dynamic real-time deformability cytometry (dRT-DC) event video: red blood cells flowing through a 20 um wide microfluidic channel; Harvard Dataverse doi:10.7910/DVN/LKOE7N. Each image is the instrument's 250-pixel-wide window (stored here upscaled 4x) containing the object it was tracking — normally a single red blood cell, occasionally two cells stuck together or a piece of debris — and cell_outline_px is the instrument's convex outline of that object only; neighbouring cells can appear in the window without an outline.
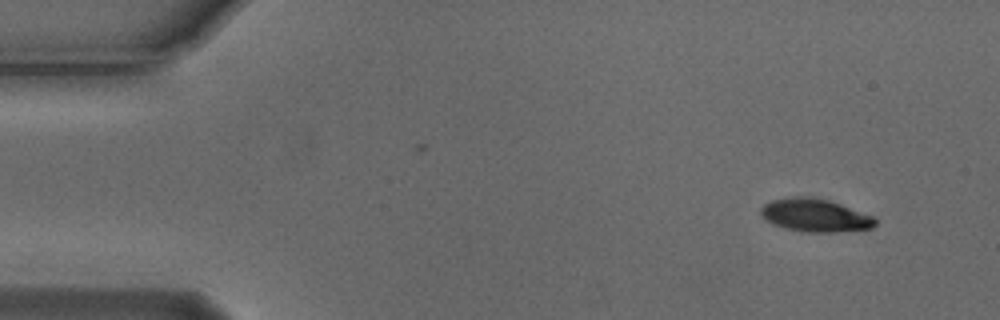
{"species": "Egyptian fruit bat (a non-hibernating species)", "species_latin": "Rousettus aegyptiacus", "temperature_condition": "cold", "stored_images_in_passage": 4, "camera_frame_rate_fps": 3000, "um_per_image_px": 0.085, "animal": {"sex": "male"}, "frame": {"image": 1, "passage_image": 1, "time_ms": 0.0, "image_size_px": [1000, 320], "cell_outline_px": [[876, 224], [872, 228], [836, 232], [808, 232], [788, 228], [772, 224], [760, 212], [760, 208], [764, 204], [772, 200], [788, 196], [812, 196], [828, 200], [840, 204], [872, 216], [876, 220]], "centroid_in_image_um": [69.27, 18.28], "position_along_channel_um": 15.7, "area_um2": 21.79}}
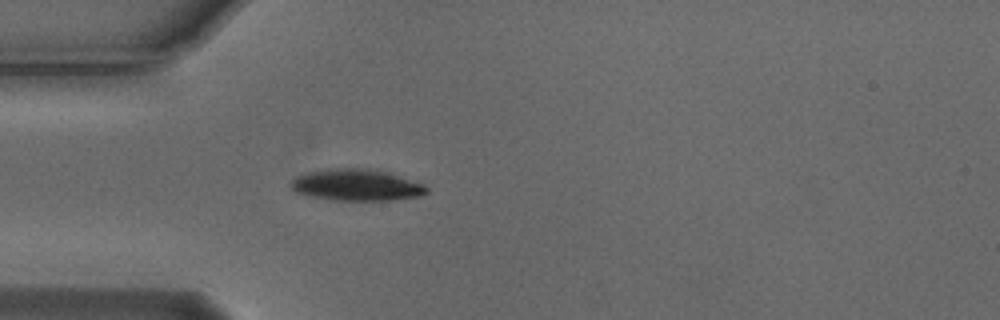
{"frame": {"image": 2, "passage_image": 4, "time_ms": 1.0, "image_size_px": [1000, 320], "cell_outline_px": [[428, 192], [420, 196], [392, 200], [332, 200], [308, 196], [296, 192], [288, 184], [296, 176], [308, 172], [328, 168], [372, 168], [388, 172], [424, 184], [428, 188]], "centroid_in_image_um": [30.29, 15.72], "position_along_channel_um": 54.7, "area_um2": 25.2}}